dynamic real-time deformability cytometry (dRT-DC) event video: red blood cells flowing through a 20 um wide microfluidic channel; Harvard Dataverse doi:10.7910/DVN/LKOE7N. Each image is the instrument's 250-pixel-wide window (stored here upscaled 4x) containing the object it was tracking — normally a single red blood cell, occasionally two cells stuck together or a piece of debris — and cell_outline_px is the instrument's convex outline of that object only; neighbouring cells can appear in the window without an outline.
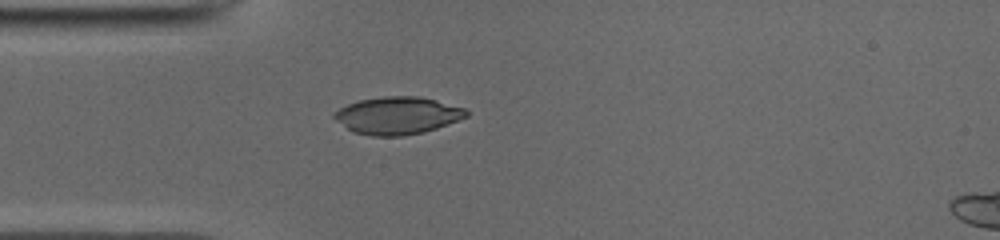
{"species": "common noctule bat (a hibernating species)", "species_latin": "Nyctalus noctula", "temperature_condition": "cold", "stored_images_in_passage": 38, "camera_frame_rate_fps": 3000, "um_per_image_px": 0.085, "animal": {"sex": "male", "body_mass_g": 19.0, "forearm_length_mm": 50.8}, "frame": {"image": 1, "passage_image": 1, "time_ms": 0.0, "image_size_px": [1000, 240], "cell_outline_px": [[468, 116], [436, 128], [424, 132], [404, 136], [372, 136], [352, 132], [336, 120], [332, 116], [340, 108], [348, 104], [360, 100], [384, 96], [420, 96], [436, 100], [464, 108], [468, 112]], "centroid_in_image_um": [33.78, 9.82], "position_along_channel_um": 51.2, "area_um2": 28.67}}
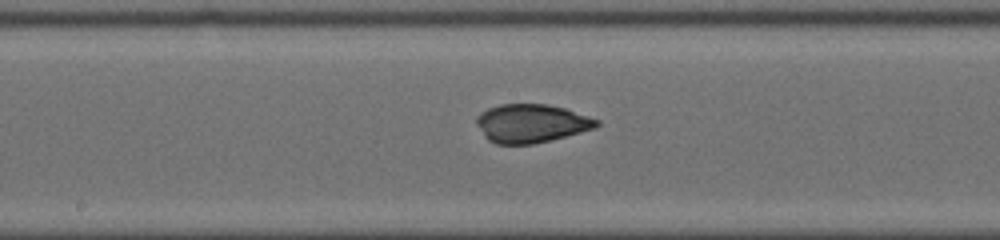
{"frame": {"image": 2, "passage_image": 13, "time_ms": 4.0, "image_size_px": [1000, 240], "cell_outline_px": [[600, 124], [596, 128], [532, 144], [496, 144], [488, 140], [484, 136], [476, 124], [476, 120], [488, 108], [500, 104], [548, 104], [564, 108], [600, 120]], "centroid_in_image_um": [45.17, 10.48], "position_along_channel_um": 203.0, "area_um2": 26.65}}
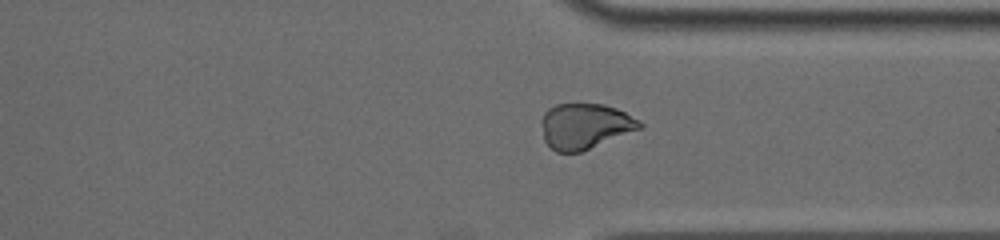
{"frame": {"image": 3, "passage_image": 25, "time_ms": 8.0, "image_size_px": [1000, 240], "cell_outline_px": [[644, 124], [640, 128], [580, 152], [556, 152], [544, 140], [540, 120], [544, 112], [548, 108], [556, 104], [604, 104], [616, 108], [640, 120]], "centroid_in_image_um": [49.68, 10.7], "position_along_channel_um": 361.7, "area_um2": 25.89}, "authors_computed_cell_mechanics": {"area_um2": 27.7729, "velocity_mm_per_s": 3.9561, "shape_relaxation_time_tau1_ms": null, "shape_relaxation_time_tau2_ms": 1.9373, "deformation_change_tau1": null, "deformation_change_tau2": 0.0526}}